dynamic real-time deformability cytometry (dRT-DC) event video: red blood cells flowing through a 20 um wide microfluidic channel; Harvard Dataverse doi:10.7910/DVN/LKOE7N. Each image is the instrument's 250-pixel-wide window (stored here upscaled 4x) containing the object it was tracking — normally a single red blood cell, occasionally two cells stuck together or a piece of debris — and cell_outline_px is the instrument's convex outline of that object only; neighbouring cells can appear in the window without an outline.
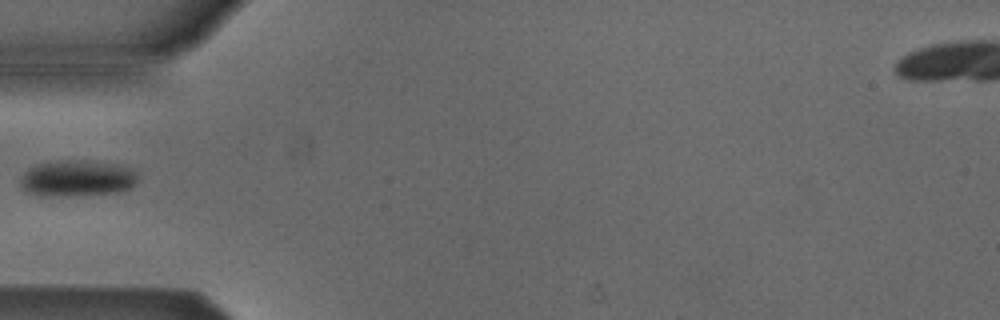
{"species": "Egyptian fruit bat (a non-hibernating species)", "species_latin": "Rousettus aegyptiacus", "temperature_condition": "cold", "stored_images_in_passage": 1, "camera_frame_rate_fps": 3000, "um_per_image_px": 0.085, "animal": {"sex": "male"}, "frame": {"image": 1, "passage_image": 1, "time_ms": 0.0, "image_size_px": [1000, 320], "cell_outline_px": [[136, 184], [132, 188], [124, 192], [68, 196], [44, 196], [24, 192], [20, 184], [20, 180], [24, 172], [28, 168], [36, 164], [64, 160], [88, 160], [116, 164], [132, 168], [136, 172]], "centroid_in_image_um": [6.57, 15.17], "position_along_channel_um": 78.4, "area_um2": 25.32}}